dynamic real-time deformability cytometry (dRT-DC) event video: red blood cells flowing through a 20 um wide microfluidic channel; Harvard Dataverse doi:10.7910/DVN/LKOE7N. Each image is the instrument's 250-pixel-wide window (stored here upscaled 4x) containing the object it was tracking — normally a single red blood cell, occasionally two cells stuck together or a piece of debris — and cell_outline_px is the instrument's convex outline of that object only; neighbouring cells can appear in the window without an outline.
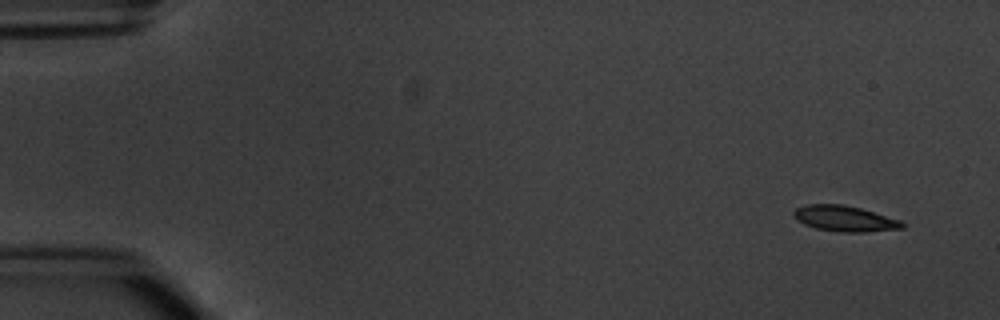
{"species": "common noctule bat (a hibernating species)", "species_latin": "Nyctalus noctula", "temperature_condition": "warm", "stored_images_in_passage": 6, "segment_of_instrument_passage": [2, 2], "camera_frame_rate_fps": 3000, "um_per_image_px": 0.085, "animal": {"sex": "male", "body_mass_g": 20.1, "forearm_length_mm": 53.5}, "frame": {"image": 1, "passage_image": 6, "time_ms": 6.667, "image_size_px": [1000, 320], "cell_outline_px": [[904, 228], [864, 232], [840, 232], [816, 228], [804, 224], [796, 220], [792, 216], [792, 212], [796, 208], [808, 204], [844, 204], [860, 208], [900, 220], [904, 224]], "centroid_in_image_um": [71.75, 18.57], "position_along_channel_um": 13.2, "area_um2": 16.24}}